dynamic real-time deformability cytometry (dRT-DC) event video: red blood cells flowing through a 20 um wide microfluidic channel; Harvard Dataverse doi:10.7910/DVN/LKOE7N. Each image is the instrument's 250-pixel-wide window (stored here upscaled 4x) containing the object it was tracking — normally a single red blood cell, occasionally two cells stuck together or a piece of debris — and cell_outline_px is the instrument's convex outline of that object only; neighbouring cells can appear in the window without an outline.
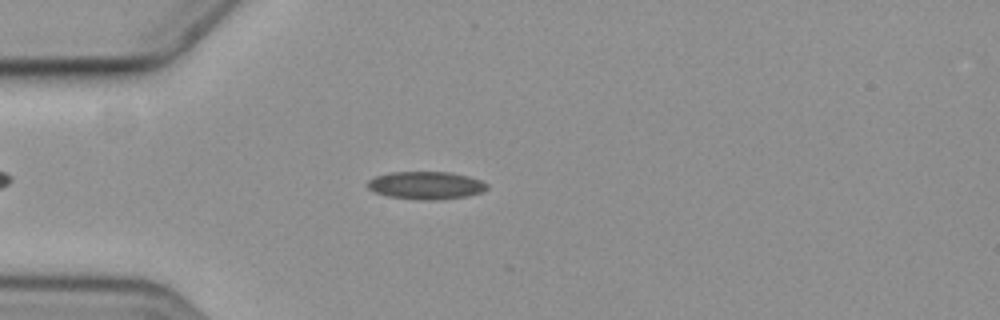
{"species": "common noctule bat (a hibernating species)", "species_latin": "Nyctalus noctula", "temperature_condition": "cold", "stored_images_in_passage": 6, "camera_frame_rate_fps": 3000, "um_per_image_px": 0.085, "animal": {"sex": "female", "body_mass_g": 19.3, "forearm_length_mm": 54.1}, "frame": {"image": 1, "passage_image": 2, "time_ms": 1.333, "image_size_px": [1000, 320], "cell_outline_px": [[488, 188], [480, 192], [464, 196], [440, 200], [416, 200], [388, 196], [376, 192], [368, 188], [368, 180], [376, 176], [388, 172], [448, 172], [468, 176], [480, 180], [488, 184]], "centroid_in_image_um": [36.19, 15.75], "position_along_channel_um": 48.8, "area_um2": 19.25}}
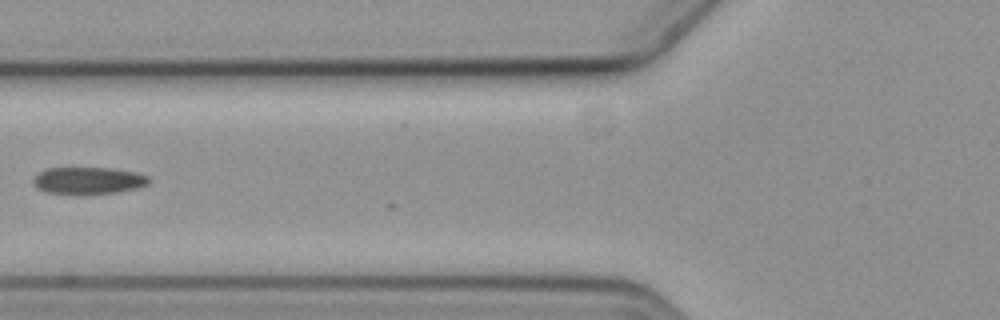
{"frame": {"image": 2, "passage_image": 4, "time_ms": 3.667, "image_size_px": [1000, 320], "cell_outline_px": [[152, 180], [148, 184], [136, 188], [116, 192], [76, 196], [44, 192], [36, 188], [32, 180], [40, 172], [48, 168], [112, 168], [136, 172], [148, 176]], "centroid_in_image_um": [7.49, 15.37], "position_along_channel_um": 118.3, "area_um2": 18.67}}
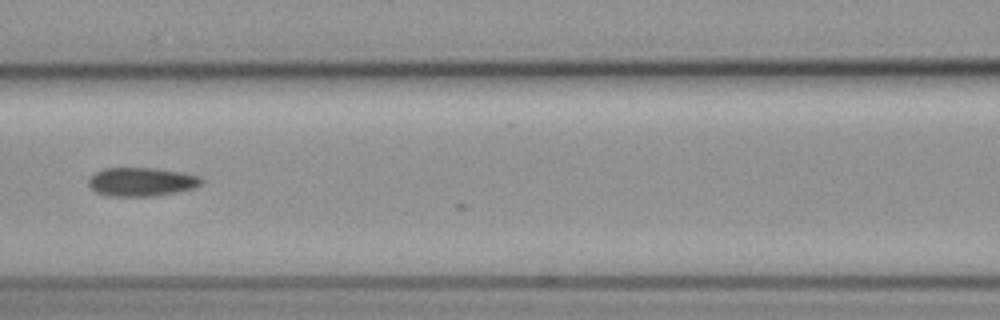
{"frame": {"image": 3, "passage_image": 5, "time_ms": 4.667, "image_size_px": [1000, 320], "cell_outline_px": [[204, 180], [196, 188], [176, 192], [152, 196], [104, 196], [96, 192], [88, 184], [88, 176], [104, 168], [156, 168], [184, 172], [200, 176]], "centroid_in_image_um": [12.03, 15.45], "position_along_channel_um": 154.6, "area_um2": 19.13}}